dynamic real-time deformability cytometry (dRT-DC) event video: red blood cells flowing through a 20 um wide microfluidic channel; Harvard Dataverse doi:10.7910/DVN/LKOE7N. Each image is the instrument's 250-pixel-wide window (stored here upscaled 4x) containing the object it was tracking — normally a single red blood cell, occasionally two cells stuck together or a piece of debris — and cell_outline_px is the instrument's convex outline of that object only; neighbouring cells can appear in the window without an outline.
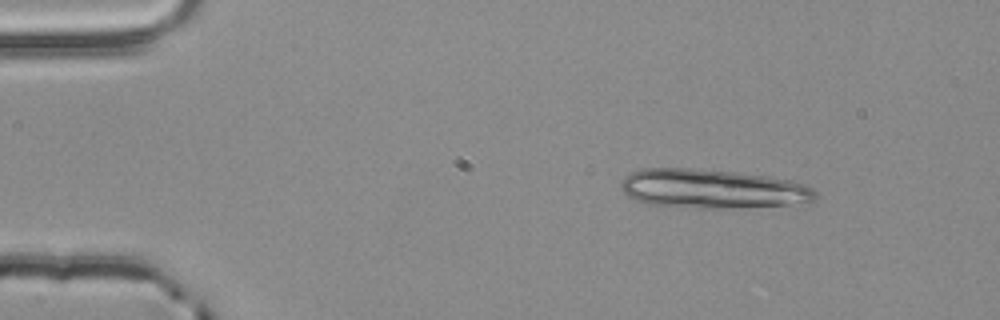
{"species": "common noctule bat (a hibernating species)", "species_latin": "Nyctalus noctula", "temperature_condition": "room temperature", "stored_images_in_passage": 2, "camera_frame_rate_fps": 3000, "um_per_image_px": 0.085, "animal": {"sex": "male", "body_mass_g": 20.4}, "frame": {"image": 1, "passage_image": 1, "time_ms": 0.0, "image_size_px": [1000, 320], "cell_outline_px": [[816, 200], [788, 204], [724, 208], [676, 208], [648, 204], [636, 200], [628, 196], [624, 192], [620, 184], [620, 180], [624, 176], [640, 168], [692, 168], [732, 172], [768, 176], [788, 180], [804, 184], [812, 188], [816, 192]], "centroid_in_image_um": [60.46, 16.05], "position_along_channel_um": 24.5, "area_um2": 44.39}}